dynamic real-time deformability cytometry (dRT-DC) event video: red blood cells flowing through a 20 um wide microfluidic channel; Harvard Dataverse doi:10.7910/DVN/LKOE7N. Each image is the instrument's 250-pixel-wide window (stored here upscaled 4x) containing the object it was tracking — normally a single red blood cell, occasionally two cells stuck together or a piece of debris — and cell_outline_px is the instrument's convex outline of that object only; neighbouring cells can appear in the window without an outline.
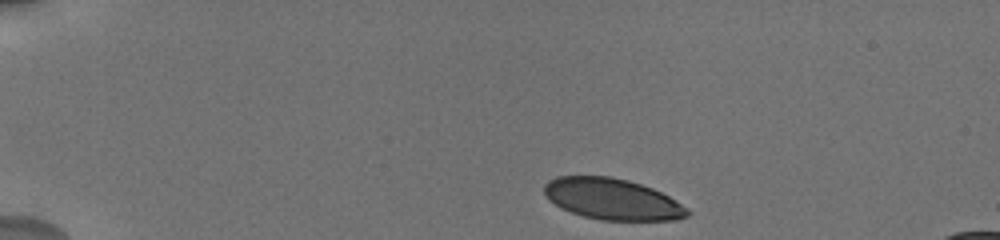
{"species": "human", "species_latin": "Homo sapiens", "temperature_condition": "cold", "stored_images_in_passage": 12, "camera_frame_rate_fps": 3000, "um_per_image_px": 0.085, "donor": {"sex": "male"}, "frame": {"image": 1, "passage_image": 1, "time_ms": 0.0, "image_size_px": [1000, 240], "cell_outline_px": [[692, 212], [688, 216], [676, 220], [600, 220], [584, 216], [560, 208], [548, 200], [544, 192], [544, 184], [548, 180], [556, 176], [612, 176], [628, 180], [652, 188], [676, 200], [688, 208]], "centroid_in_image_um": [52.04, 16.92], "position_along_channel_um": 33.0, "area_um2": 34.56}}
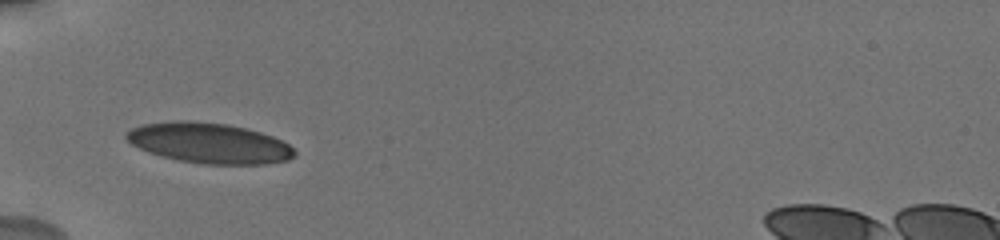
{"frame": {"image": 2, "passage_image": 7, "time_ms": 3.0, "image_size_px": [1000, 240], "cell_outline_px": [[296, 156], [288, 160], [268, 164], [204, 164], [180, 160], [148, 152], [132, 144], [124, 136], [124, 132], [132, 128], [144, 124], [172, 120], [188, 120], [228, 124], [260, 132], [272, 136], [288, 144], [296, 152]], "centroid_in_image_um": [17.78, 12.15], "position_along_channel_um": 67.2, "area_um2": 39.54}}
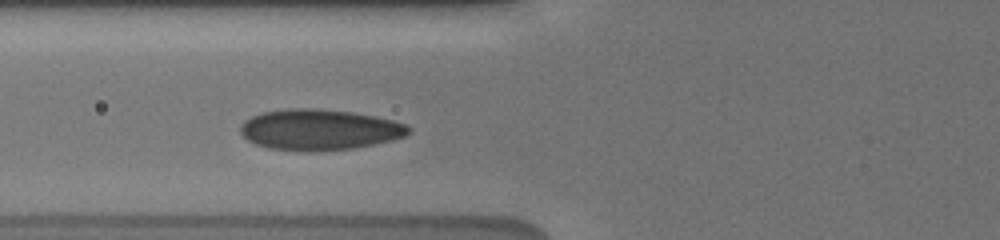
{"frame": {"image": 3, "passage_image": 9, "time_ms": 4.0, "image_size_px": [1000, 240], "cell_outline_px": [[412, 132], [404, 136], [392, 140], [352, 148], [312, 152], [308, 152], [268, 148], [256, 144], [248, 140], [240, 132], [240, 124], [244, 120], [260, 112], [288, 108], [320, 108], [352, 112], [376, 116], [392, 120], [404, 124], [412, 128]], "centroid_in_image_um": [27.12, 11.01], "position_along_channel_um": 98.7, "area_um2": 40.29}}